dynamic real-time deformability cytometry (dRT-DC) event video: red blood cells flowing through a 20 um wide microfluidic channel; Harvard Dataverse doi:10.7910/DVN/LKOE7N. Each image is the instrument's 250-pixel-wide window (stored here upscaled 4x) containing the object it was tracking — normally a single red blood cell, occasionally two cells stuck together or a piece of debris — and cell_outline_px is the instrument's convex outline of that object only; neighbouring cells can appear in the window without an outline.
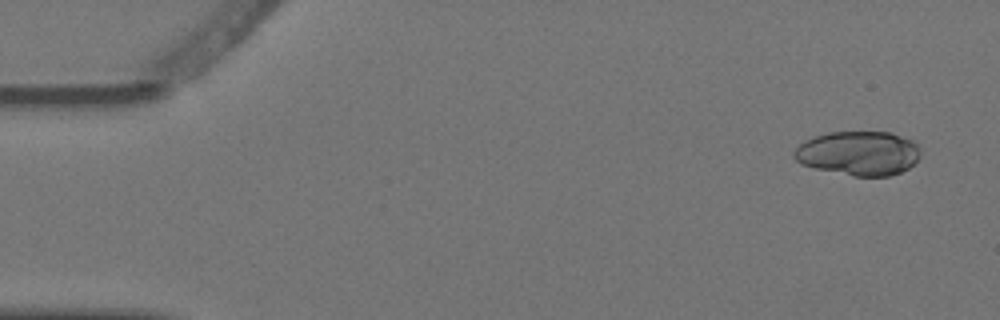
{"species": "Egyptian fruit bat (a non-hibernating species)", "species_latin": "Rousettus aegyptiacus", "temperature_condition": "warm", "stored_images_in_passage": 4, "camera_frame_rate_fps": 3000, "um_per_image_px": 0.085, "animal": {"sex": "female"}, "frame": {"image": 1, "passage_image": 1, "time_ms": 0.0, "image_size_px": [1000, 320], "cell_outline_px": [[920, 156], [908, 168], [900, 172], [888, 176], [852, 176], [816, 168], [800, 164], [792, 156], [792, 152], [804, 140], [828, 132], [892, 132], [916, 140], [920, 144]], "centroid_in_image_um": [73.0, 13.01], "position_along_channel_um": 12.0, "area_um2": 32.95}}